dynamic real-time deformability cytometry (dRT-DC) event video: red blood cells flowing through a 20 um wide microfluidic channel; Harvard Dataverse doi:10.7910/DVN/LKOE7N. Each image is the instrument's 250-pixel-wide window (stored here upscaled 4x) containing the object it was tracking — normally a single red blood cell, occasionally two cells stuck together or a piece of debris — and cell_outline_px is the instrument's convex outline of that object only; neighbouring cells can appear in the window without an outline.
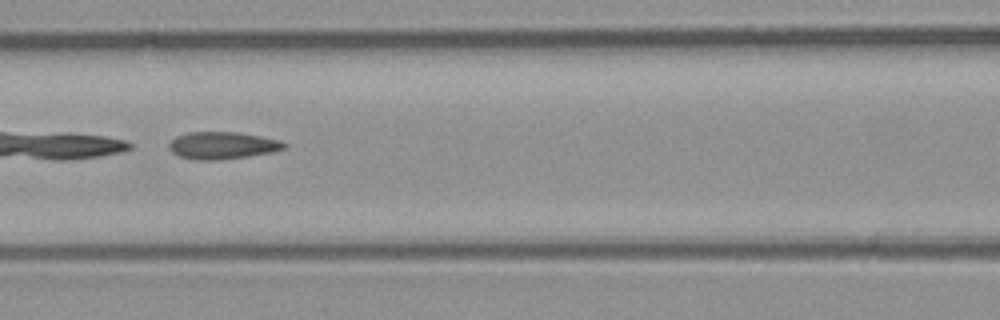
{"species": "common noctule bat (a hibernating species)", "species_latin": "Nyctalus noctula", "temperature_condition": "room temperature", "stored_images_in_passage": 25, "camera_frame_rate_fps": 3000, "um_per_image_px": 0.085, "animal": {"sex": "male", "body_mass_g": 23.1, "forearm_length_mm": 52.7}, "frame": {"image": 1, "passage_image": 8, "time_ms": 2.333, "image_size_px": [1000, 320], "cell_outline_px": [[288, 144], [284, 148], [272, 152], [248, 156], [220, 160], [196, 160], [180, 156], [172, 152], [168, 148], [168, 144], [176, 136], [188, 132], [236, 132], [260, 136], [280, 140]], "centroid_in_image_um": [18.89, 12.36], "position_along_channel_um": 147.7, "area_um2": 18.26}}
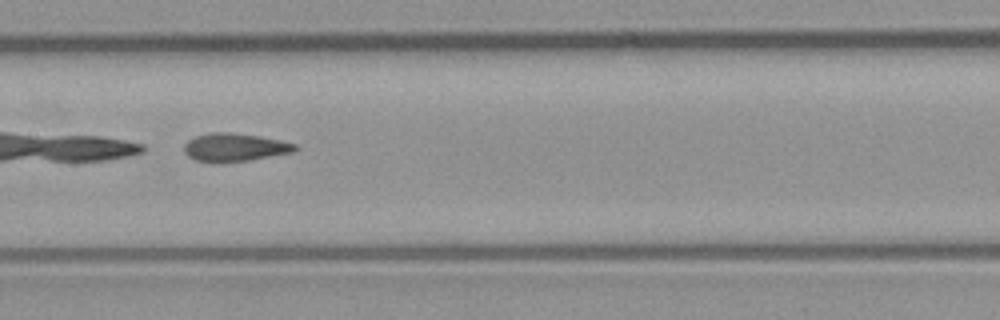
{"frame": {"image": 2, "passage_image": 11, "time_ms": 3.333, "image_size_px": [1000, 320], "cell_outline_px": [[300, 148], [292, 152], [248, 160], [220, 164], [196, 160], [188, 156], [184, 152], [184, 144], [188, 140], [196, 136], [212, 132], [228, 132], [260, 136], [280, 140], [296, 144]], "centroid_in_image_um": [19.93, 12.53], "position_along_channel_um": 187.5, "area_um2": 18.32}, "authors_computed_cell_mechanics": {"area_um2": 18.0336, "velocity_mm_per_s": 3.9619, "shape_relaxation_time_tau1_ms": null, "shape_relaxation_time_tau2_ms": 1.8897, "deformation_change_tau1": null, "deformation_change_tau2": 0.0917}}